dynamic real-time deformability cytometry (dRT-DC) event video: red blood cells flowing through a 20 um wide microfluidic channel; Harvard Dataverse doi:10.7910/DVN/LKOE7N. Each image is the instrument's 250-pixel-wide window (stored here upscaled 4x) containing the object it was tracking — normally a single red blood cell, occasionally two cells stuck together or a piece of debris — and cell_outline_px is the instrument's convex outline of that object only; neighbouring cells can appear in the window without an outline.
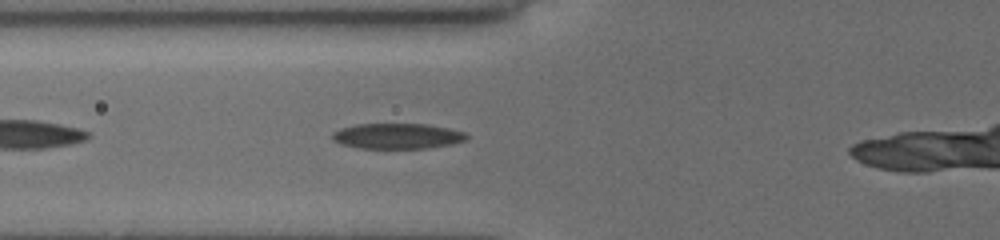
{"species": "common noctule bat (a hibernating species)", "species_latin": "Nyctalus noctula", "temperature_condition": "cold", "stored_images_in_passage": 32, "camera_frame_rate_fps": 3000, "um_per_image_px": 0.085, "animal": {"sex": "female", "body_mass_g": 19.5, "forearm_length_mm": 54.1}, "frame": {"image": 1, "passage_image": 5, "time_ms": 1.333, "image_size_px": [1000, 240], "cell_outline_px": [[468, 140], [452, 144], [428, 148], [360, 148], [340, 144], [332, 140], [332, 132], [340, 128], [356, 124], [424, 124], [448, 128], [464, 132], [468, 136]], "centroid_in_image_um": [33.76, 11.57], "position_along_channel_um": 92.0, "area_um2": 20.0}}
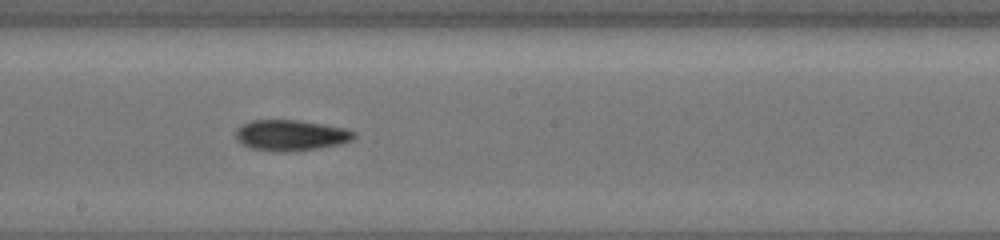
{"frame": {"image": 2, "passage_image": 15, "time_ms": 4.667, "image_size_px": [1000, 240], "cell_outline_px": [[356, 136], [352, 140], [340, 144], [296, 152], [272, 152], [252, 148], [240, 144], [236, 140], [236, 128], [252, 120], [296, 120], [344, 128], [356, 132]], "centroid_in_image_um": [24.7, 11.52], "position_along_channel_um": 223.5, "area_um2": 21.39}}
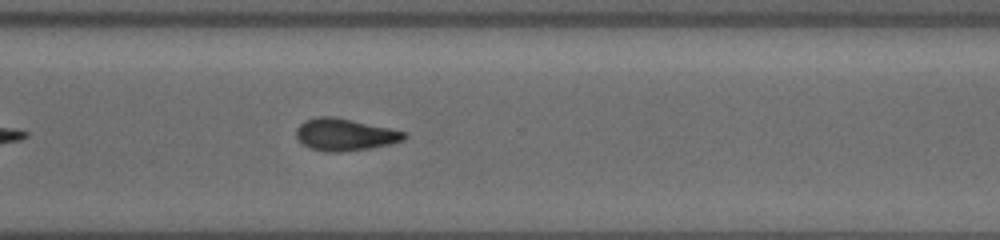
{"frame": {"image": 3, "passage_image": 24, "time_ms": 7.667, "image_size_px": [1000, 240], "cell_outline_px": [[408, 136], [404, 140], [388, 144], [368, 148], [340, 152], [324, 152], [308, 148], [296, 136], [296, 128], [300, 124], [308, 120], [320, 116], [332, 116], [352, 120], [408, 132]], "centroid_in_image_um": [29.32, 11.45], "position_along_channel_um": 341.3, "area_um2": 20.06}}